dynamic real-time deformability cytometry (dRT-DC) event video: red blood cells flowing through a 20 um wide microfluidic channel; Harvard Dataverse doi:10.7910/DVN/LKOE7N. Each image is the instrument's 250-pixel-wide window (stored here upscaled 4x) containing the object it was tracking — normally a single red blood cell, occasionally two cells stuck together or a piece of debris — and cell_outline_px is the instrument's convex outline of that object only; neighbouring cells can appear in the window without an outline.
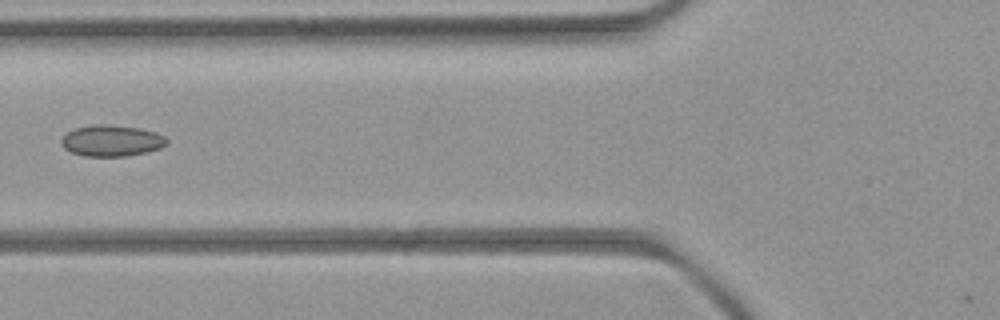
{"species": "common noctule bat (a hibernating species)", "species_latin": "Nyctalus noctula", "temperature_condition": "room temperature", "stored_images_in_passage": 6, "camera_frame_rate_fps": 3000, "um_per_image_px": 0.085, "animal": {"sex": "female", "body_mass_g": 21.9}, "frame": {"image": 1, "passage_image": 5, "time_ms": 5.667, "image_size_px": [1000, 320], "cell_outline_px": [[168, 144], [160, 148], [148, 152], [124, 156], [84, 156], [72, 152], [64, 148], [60, 144], [60, 140], [68, 132], [76, 128], [96, 124], [108, 124], [140, 128], [156, 132], [164, 136], [168, 140]], "centroid_in_image_um": [9.51, 11.96], "position_along_channel_um": 116.3, "area_um2": 19.25}}
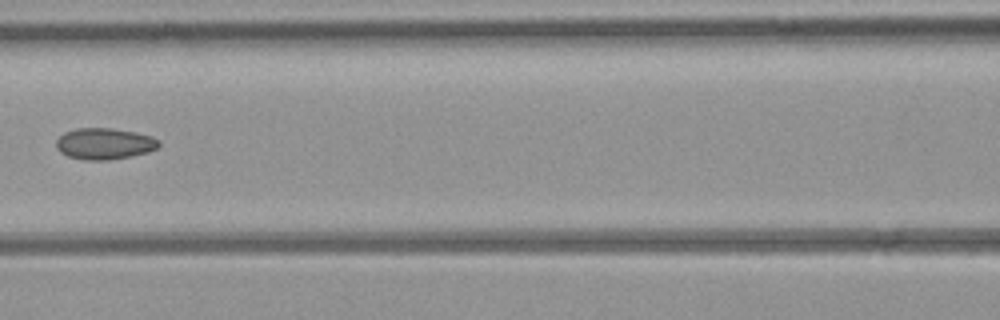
{"frame": {"image": 2, "passage_image": 6, "time_ms": 6.667, "image_size_px": [1000, 320], "cell_outline_px": [[160, 144], [156, 148], [148, 152], [132, 156], [108, 160], [84, 160], [68, 156], [60, 152], [56, 148], [56, 140], [64, 132], [76, 128], [112, 128], [136, 132], [152, 136], [160, 140]], "centroid_in_image_um": [8.88, 12.21], "position_along_channel_um": 157.7, "area_um2": 18.9}}